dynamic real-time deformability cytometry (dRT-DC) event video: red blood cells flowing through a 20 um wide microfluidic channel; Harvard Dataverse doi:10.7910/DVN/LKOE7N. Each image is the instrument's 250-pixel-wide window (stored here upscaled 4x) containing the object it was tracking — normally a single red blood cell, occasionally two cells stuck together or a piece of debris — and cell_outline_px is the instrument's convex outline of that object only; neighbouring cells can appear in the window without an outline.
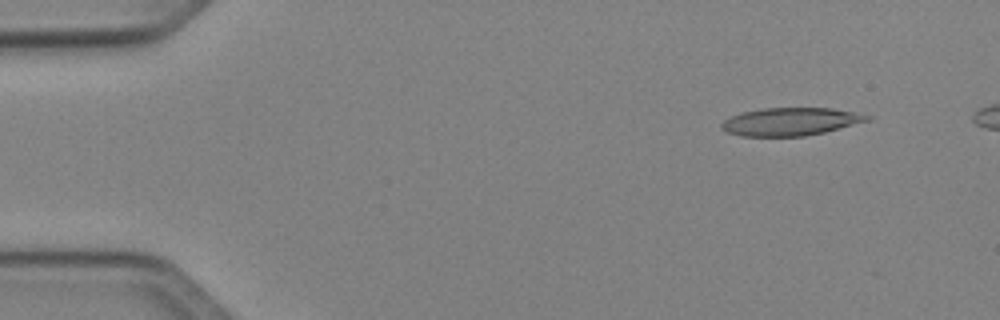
{"species": "Egyptian fruit bat (a non-hibernating species)", "species_latin": "Rousettus aegyptiacus", "temperature_condition": "cold", "stored_images_in_passage": 16, "camera_frame_rate_fps": 3000, "um_per_image_px": 0.085, "animal": {"sex": "female"}, "frame": {"image": 1, "passage_image": 5, "time_ms": 1.333, "image_size_px": [1000, 320], "cell_outline_px": [[872, 120], [824, 132], [804, 136], [740, 136], [728, 132], [720, 128], [720, 124], [724, 120], [740, 112], [764, 108], [832, 108], [872, 116]], "centroid_in_image_um": [67.18, 10.34], "position_along_channel_um": 17.8, "area_um2": 23.64}}
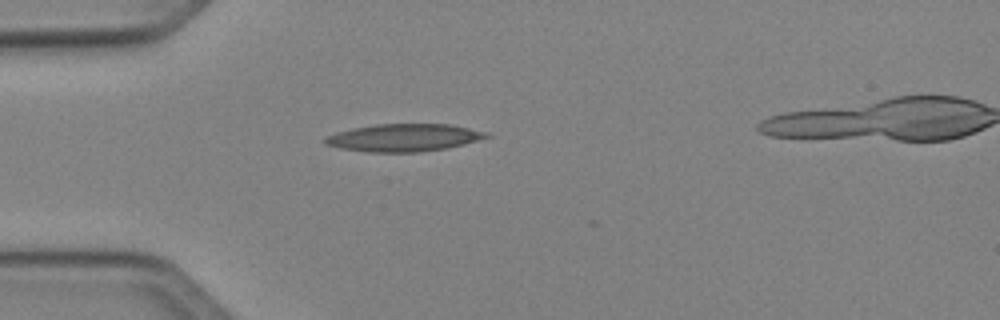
{"frame": {"image": 2, "passage_image": 14, "time_ms": 4.333, "image_size_px": [1000, 320], "cell_outline_px": [[492, 136], [464, 144], [444, 148], [420, 152], [368, 152], [340, 148], [324, 144], [324, 136], [336, 132], [352, 128], [376, 124], [448, 124], [488, 132]], "centroid_in_image_um": [34.29, 11.7], "position_along_channel_um": 50.7, "area_um2": 25.89}}